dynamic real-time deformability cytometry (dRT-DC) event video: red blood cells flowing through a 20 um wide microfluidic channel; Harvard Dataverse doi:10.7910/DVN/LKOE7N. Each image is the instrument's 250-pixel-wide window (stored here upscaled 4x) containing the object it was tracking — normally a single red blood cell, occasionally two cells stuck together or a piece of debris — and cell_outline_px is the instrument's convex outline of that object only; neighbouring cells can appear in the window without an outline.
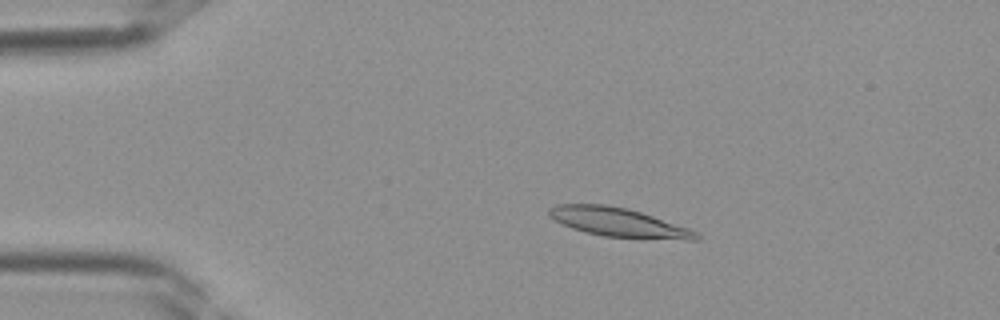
{"species": "Egyptian fruit bat (a non-hibernating species)", "species_latin": "Rousettus aegyptiacus", "temperature_condition": "room temperature", "stored_images_in_passage": 39, "camera_frame_rate_fps": 3000, "um_per_image_px": 0.085, "frame": {"image": 1, "passage_image": 8, "time_ms": 2.333, "image_size_px": [1000, 320], "cell_outline_px": [[700, 240], [684, 240], [604, 236], [572, 228], [548, 216], [548, 208], [556, 204], [604, 204], [628, 208], [700, 232]], "centroid_in_image_um": [52.59, 18.89], "position_along_channel_um": 32.4, "area_um2": 24.62}}
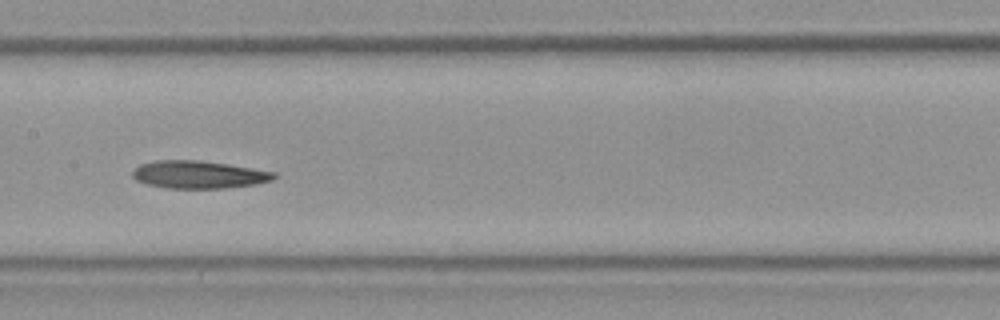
{"frame": {"image": 2, "passage_image": 20, "time_ms": 6.333, "image_size_px": [1000, 320], "cell_outline_px": [[276, 176], [272, 180], [256, 184], [224, 188], [168, 188], [148, 184], [136, 180], [132, 176], [132, 172], [140, 164], [156, 160], [200, 160], [228, 164], [276, 172]], "centroid_in_image_um": [16.89, 14.83], "position_along_channel_um": 190.5, "area_um2": 22.72}}
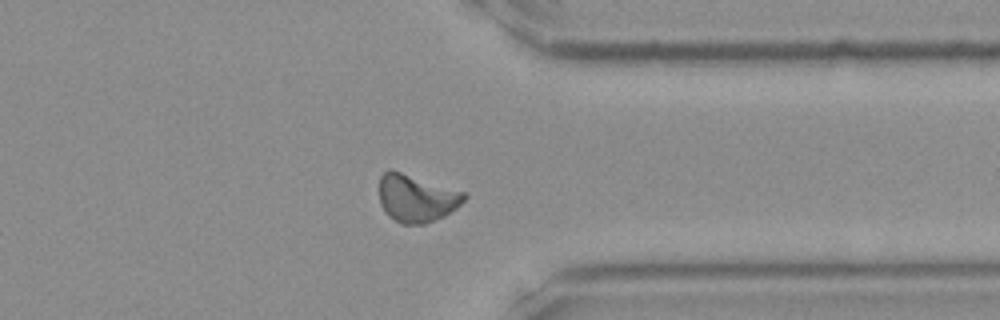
{"frame": {"image": 3, "passage_image": 31, "time_ms": 10.0, "image_size_px": [1000, 320], "cell_outline_px": [[468, 196], [456, 208], [444, 216], [424, 224], [400, 224], [388, 216], [384, 212], [380, 204], [380, 176], [384, 172], [392, 168], [468, 192]], "centroid_in_image_um": [35.41, 16.82], "position_along_channel_um": 376.0, "area_um2": 24.1}}